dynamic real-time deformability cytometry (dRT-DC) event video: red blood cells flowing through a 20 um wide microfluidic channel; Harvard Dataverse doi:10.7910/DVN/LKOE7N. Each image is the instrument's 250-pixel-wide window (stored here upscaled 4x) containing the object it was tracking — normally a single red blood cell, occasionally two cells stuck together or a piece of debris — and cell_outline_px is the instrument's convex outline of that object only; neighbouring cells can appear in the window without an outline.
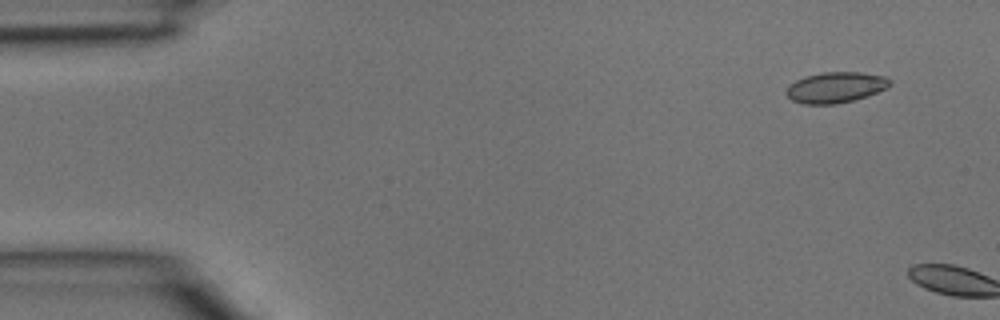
{"species": "common noctule bat (a hibernating species)", "species_latin": "Nyctalus noctula", "temperature_condition": "room temperature", "stored_images_in_passage": 2, "camera_frame_rate_fps": 3000, "um_per_image_px": 0.085, "animal": {"sex": "male", "body_mass_g": 15.6}, "frame": {"image": 1, "passage_image": 1, "time_ms": 0.0, "image_size_px": [1000, 320], "cell_outline_px": [[892, 84], [868, 96], [836, 104], [804, 104], [792, 100], [784, 92], [788, 84], [804, 76], [820, 72], [860, 72], [884, 76], [892, 80]], "centroid_in_image_um": [70.99, 7.42], "position_along_channel_um": 14.0, "area_um2": 18.67}}